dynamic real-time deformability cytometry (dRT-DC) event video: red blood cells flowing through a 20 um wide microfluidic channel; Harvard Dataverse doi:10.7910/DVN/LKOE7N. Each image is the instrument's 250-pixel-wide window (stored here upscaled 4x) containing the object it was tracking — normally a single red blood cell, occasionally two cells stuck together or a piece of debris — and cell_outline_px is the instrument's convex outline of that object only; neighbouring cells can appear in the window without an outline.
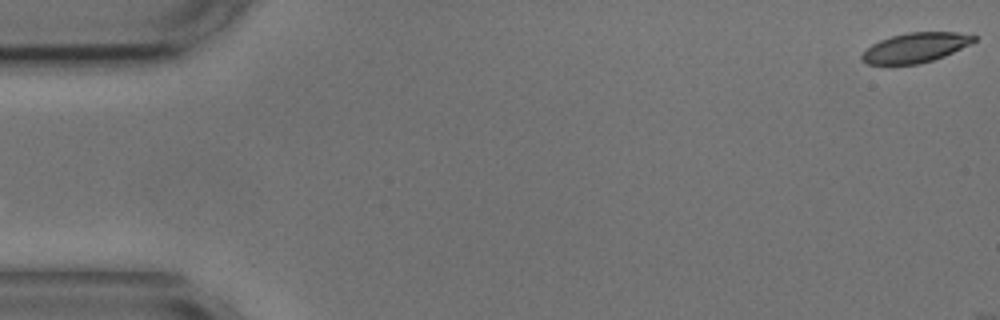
{"species": "common noctule bat (a hibernating species)", "species_latin": "Nyctalus noctula", "temperature_condition": "cold", "stored_images_in_passage": 5, "camera_frame_rate_fps": 3000, "um_per_image_px": 0.085, "animal": {"sex": "male", "body_mass_g": 17.9, "forearm_length_mm": 54.2}, "frame": {"image": 1, "passage_image": 1, "time_ms": 0.0, "image_size_px": [1000, 320], "cell_outline_px": [[976, 40], [972, 44], [944, 56], [920, 64], [868, 64], [860, 56], [872, 44], [880, 40], [892, 36], [908, 32], [956, 32], [976, 36]], "centroid_in_image_um": [77.85, 4.04], "position_along_channel_um": 7.1, "area_um2": 19.25}}